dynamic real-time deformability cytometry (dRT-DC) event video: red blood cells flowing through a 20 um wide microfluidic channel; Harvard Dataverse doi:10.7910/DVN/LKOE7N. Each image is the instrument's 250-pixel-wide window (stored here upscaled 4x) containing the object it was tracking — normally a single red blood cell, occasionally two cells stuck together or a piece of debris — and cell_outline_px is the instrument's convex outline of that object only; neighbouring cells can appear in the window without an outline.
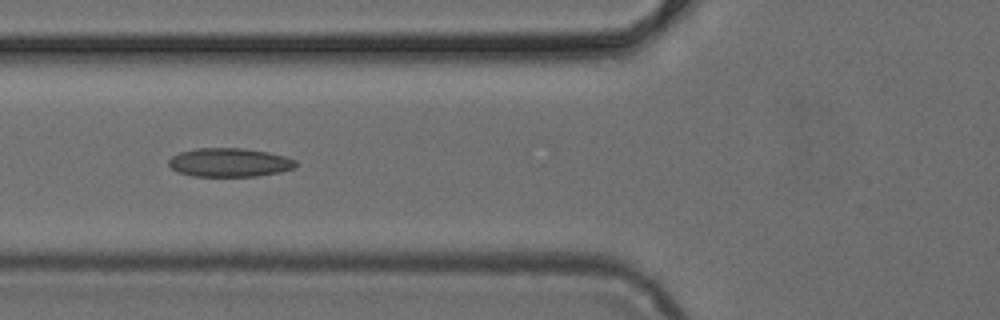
{"species": "common noctule bat (a hibernating species)", "species_latin": "Nyctalus noctula", "temperature_condition": "cold", "stored_images_in_passage": 5, "camera_frame_rate_fps": 3000, "um_per_image_px": 0.085, "animal": {"sex": "female", "body_mass_g": 24.6, "forearm_length_mm": 56.2}, "frame": {"image": 1, "passage_image": 5, "time_ms": 1.333, "image_size_px": [1000, 320], "cell_outline_px": [[296, 168], [280, 172], [256, 176], [192, 176], [176, 172], [168, 164], [168, 160], [172, 156], [180, 152], [196, 148], [244, 148], [268, 152], [284, 156], [296, 160]], "centroid_in_image_um": [19.49, 13.81], "position_along_channel_um": 106.3, "area_um2": 21.39}}